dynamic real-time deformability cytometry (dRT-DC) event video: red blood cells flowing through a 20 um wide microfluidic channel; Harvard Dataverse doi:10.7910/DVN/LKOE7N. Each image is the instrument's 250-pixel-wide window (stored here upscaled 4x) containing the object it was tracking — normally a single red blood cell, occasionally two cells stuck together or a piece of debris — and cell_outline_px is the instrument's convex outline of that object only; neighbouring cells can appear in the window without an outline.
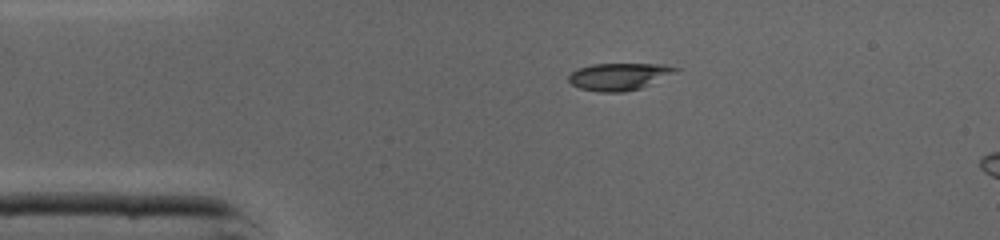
{"species": "common noctule bat (a hibernating species)", "species_latin": "Nyctalus noctula", "temperature_condition": "cold", "stored_images_in_passage": 5, "camera_frame_rate_fps": 3000, "um_per_image_px": 0.085, "animal": {"sex": "male", "body_mass_g": 19.0, "forearm_length_mm": 50.8}, "frame": {"image": 1, "passage_image": 1, "time_ms": 0.0, "image_size_px": [1000, 240], "cell_outline_px": [[680, 68], [640, 88], [620, 92], [600, 92], [580, 88], [572, 84], [568, 80], [568, 76], [576, 68], [592, 64], [664, 64]], "centroid_in_image_um": [52.51, 6.49], "position_along_channel_um": 32.5, "area_um2": 16.47}}